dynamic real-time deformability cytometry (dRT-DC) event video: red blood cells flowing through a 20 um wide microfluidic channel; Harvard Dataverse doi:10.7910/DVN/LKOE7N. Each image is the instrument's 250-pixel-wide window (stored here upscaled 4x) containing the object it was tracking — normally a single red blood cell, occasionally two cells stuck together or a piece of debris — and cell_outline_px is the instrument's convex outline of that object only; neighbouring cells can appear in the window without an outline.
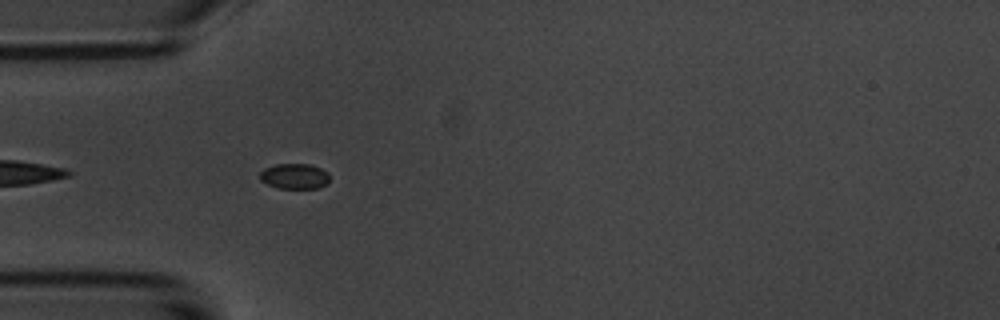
{"species": "common noctule bat (a hibernating species)", "species_latin": "Nyctalus noctula", "temperature_condition": "room temperature", "stored_images_in_passage": 5, "camera_frame_rate_fps": 3000, "um_per_image_px": 0.085, "animal": {"sex": "male", "body_mass_g": 20.1, "forearm_length_mm": 53.5}, "frame": {"image": 1, "passage_image": 1, "time_ms": 0.0, "image_size_px": [1000, 320], "cell_outline_px": [[328, 184], [316, 188], [280, 188], [268, 184], [260, 180], [260, 172], [264, 168], [276, 164], [312, 164], [328, 172]], "centroid_in_image_um": [25.04, 14.97], "position_along_channel_um": 60.0, "area_um2": 10.29}}
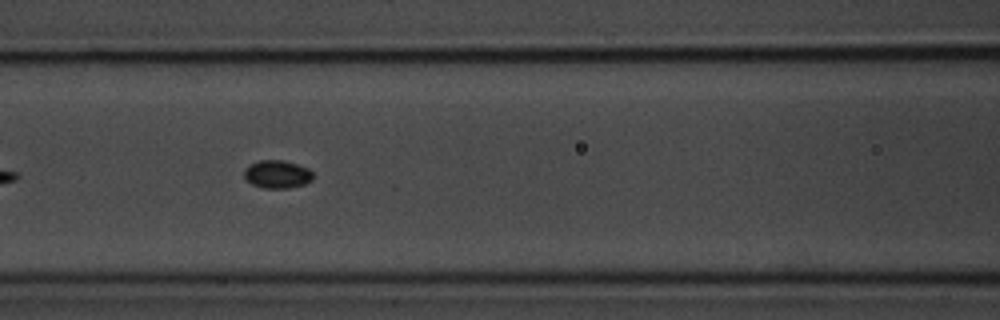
{"frame": {"image": 2, "passage_image": 3, "time_ms": 2.333, "image_size_px": [1000, 320], "cell_outline_px": [[312, 180], [304, 184], [288, 188], [264, 188], [252, 184], [244, 176], [244, 168], [248, 164], [260, 160], [284, 160], [308, 168], [312, 172]], "centroid_in_image_um": [23.54, 14.8], "position_along_channel_um": 143.1, "area_um2": 11.21}}
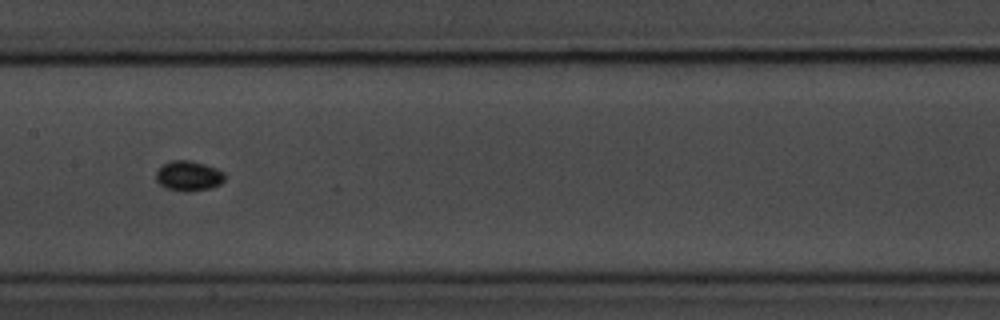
{"frame": {"image": 3, "passage_image": 4, "time_ms": 3.667, "image_size_px": [1000, 320], "cell_outline_px": [[224, 180], [220, 184], [212, 188], [188, 192], [184, 192], [164, 188], [156, 180], [156, 172], [164, 164], [172, 160], [192, 160], [216, 168], [224, 172]], "centroid_in_image_um": [16.03, 14.96], "position_along_channel_um": 191.4, "area_um2": 12.14}}